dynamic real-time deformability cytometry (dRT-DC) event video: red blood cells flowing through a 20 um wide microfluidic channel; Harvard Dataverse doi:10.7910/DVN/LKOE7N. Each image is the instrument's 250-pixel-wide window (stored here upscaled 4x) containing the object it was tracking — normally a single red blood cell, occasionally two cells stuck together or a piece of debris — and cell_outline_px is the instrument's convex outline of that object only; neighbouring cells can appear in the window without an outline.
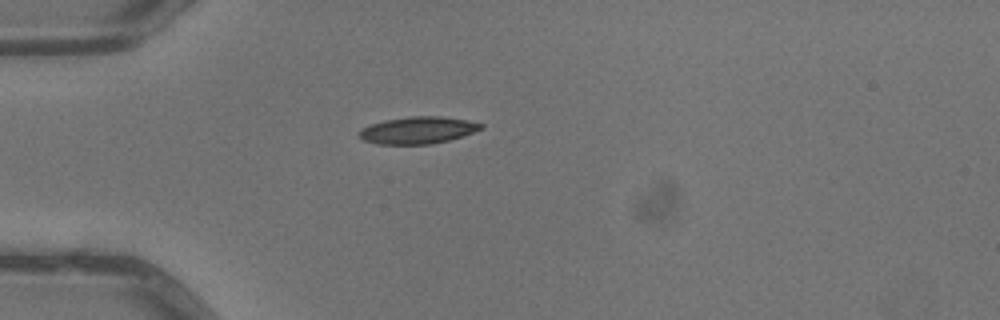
{"species": "common noctule bat (a hibernating species)", "species_latin": "Nyctalus noctula", "temperature_condition": "warm", "stored_images_in_passage": 1, "camera_frame_rate_fps": 3000, "um_per_image_px": 0.085, "animal": {"sex": "male", "body_mass_g": 13.3}, "frame": {"image": 1, "passage_image": 1, "time_ms": 0.0, "image_size_px": [1000, 320], "cell_outline_px": [[484, 128], [448, 140], [432, 144], [376, 144], [364, 140], [360, 136], [360, 132], [364, 128], [372, 124], [384, 120], [408, 116], [440, 116], [468, 120], [484, 124]], "centroid_in_image_um": [35.55, 11.06], "position_along_channel_um": 49.5, "area_um2": 18.96}}